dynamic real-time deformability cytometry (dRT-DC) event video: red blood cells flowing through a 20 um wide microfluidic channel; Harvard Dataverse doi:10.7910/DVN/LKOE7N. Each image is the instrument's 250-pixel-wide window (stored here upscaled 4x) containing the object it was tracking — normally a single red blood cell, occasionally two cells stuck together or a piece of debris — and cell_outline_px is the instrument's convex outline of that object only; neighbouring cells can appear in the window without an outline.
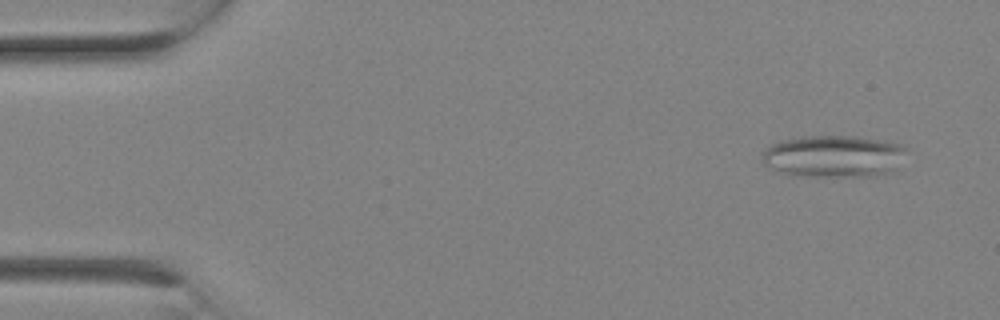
{"species": "Egyptian fruit bat (a non-hibernating species)", "species_latin": "Rousettus aegyptiacus", "temperature_condition": "room temperature", "stored_images_in_passage": 3, "camera_frame_rate_fps": 3000, "um_per_image_px": 0.085, "animal": {"sex": "female"}, "frame": {"image": 1, "passage_image": 1, "time_ms": 0.0, "image_size_px": [1000, 320], "cell_outline_px": [[908, 148], [900, 168], [896, 172], [880, 176], [788, 176], [768, 168], [764, 164], [764, 152], [772, 144], [780, 140], [804, 136], [856, 136], [880, 140], [900, 144]], "centroid_in_image_um": [70.93, 13.31], "position_along_channel_um": 14.1, "area_um2": 36.13}}